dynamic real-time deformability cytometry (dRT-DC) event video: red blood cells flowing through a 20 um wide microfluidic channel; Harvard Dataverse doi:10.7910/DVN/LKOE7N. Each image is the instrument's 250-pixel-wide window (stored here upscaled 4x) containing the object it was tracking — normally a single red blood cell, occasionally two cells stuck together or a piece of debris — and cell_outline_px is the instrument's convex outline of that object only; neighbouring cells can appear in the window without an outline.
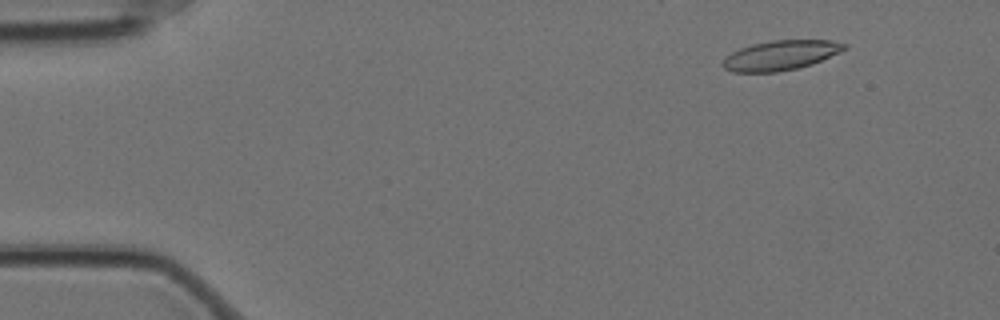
{"species": "Egyptian fruit bat (a non-hibernating species)", "species_latin": "Rousettus aegyptiacus", "temperature_condition": "cold", "stored_images_in_passage": 16, "camera_frame_rate_fps": 3000, "um_per_image_px": 0.085, "animal": {"sex": "female"}, "frame": {"image": 1, "passage_image": 6, "time_ms": 1.667, "image_size_px": [1000, 320], "cell_outline_px": [[848, 48], [840, 52], [812, 64], [796, 68], [776, 72], [732, 72], [724, 68], [720, 64], [724, 56], [740, 48], [752, 44], [772, 40], [832, 40], [848, 44]], "centroid_in_image_um": [66.33, 4.69], "position_along_channel_um": 18.7, "area_um2": 21.21}}